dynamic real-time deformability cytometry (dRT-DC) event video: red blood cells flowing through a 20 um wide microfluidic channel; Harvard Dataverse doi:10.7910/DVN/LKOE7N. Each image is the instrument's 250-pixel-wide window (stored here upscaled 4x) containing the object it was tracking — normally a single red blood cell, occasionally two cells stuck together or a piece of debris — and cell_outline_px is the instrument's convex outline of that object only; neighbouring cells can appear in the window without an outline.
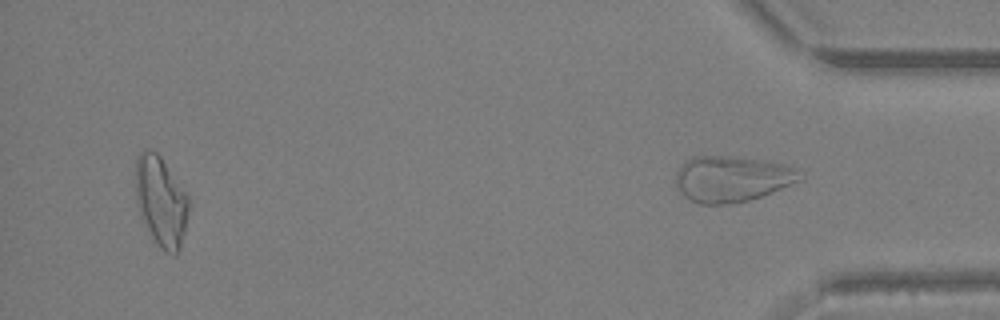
{"species": "Egyptian fruit bat (a non-hibernating species)", "species_latin": "Rousettus aegyptiacus", "temperature_condition": "warm", "stored_images_in_passage": 31, "segment_of_instrument_passage": [2, 2], "camera_frame_rate_fps": 3000, "um_per_image_px": 0.085, "animal": {"sex": "female"}, "frame": {"image": 1, "passage_image": 31, "time_ms": 10.0, "image_size_px": [1000, 320], "cell_outline_px": [[800, 180], [760, 196], [748, 200], [728, 204], [700, 204], [684, 196], [676, 184], [676, 172], [680, 164], [684, 160], [692, 156], [728, 156], [764, 160], [784, 164], [796, 168]], "centroid_in_image_um": [62.14, 15.18], "position_along_channel_um": 373.1, "area_um2": 32.89}}